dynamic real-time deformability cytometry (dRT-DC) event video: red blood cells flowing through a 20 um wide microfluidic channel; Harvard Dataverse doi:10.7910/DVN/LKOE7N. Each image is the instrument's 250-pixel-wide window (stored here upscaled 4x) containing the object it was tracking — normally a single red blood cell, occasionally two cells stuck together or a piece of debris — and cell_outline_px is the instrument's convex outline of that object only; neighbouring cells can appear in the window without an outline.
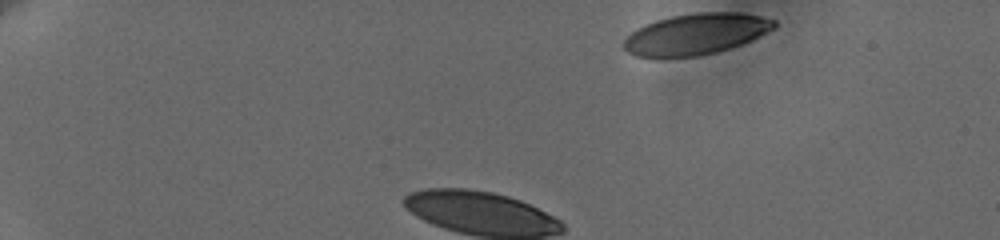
{"species": "human", "species_latin": "Homo sapiens", "temperature_condition": "cold", "stored_images_in_passage": 36, "camera_frame_rate_fps": 3000, "um_per_image_px": 0.085, "donor": {"sex": "female"}, "frame": {"image": 1, "passage_image": 1, "time_ms": 0.0, "image_size_px": [1000, 240], "cell_outline_px": [[776, 28], [752, 40], [716, 52], [696, 56], [636, 56], [628, 52], [624, 48], [624, 40], [636, 28], [644, 24], [656, 20], [672, 16], [696, 12], [740, 12], [760, 16], [776, 20]], "centroid_in_image_um": [59.19, 2.87], "position_along_channel_um": 25.8, "area_um2": 35.72}}
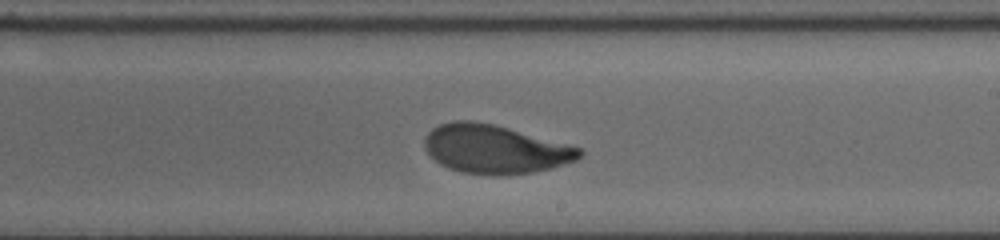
{"frame": {"image": 2, "passage_image": 23, "time_ms": 7.333, "image_size_px": [1000, 240], "cell_outline_px": [[584, 152], [576, 160], [552, 168], [532, 172], [500, 176], [460, 172], [448, 168], [440, 164], [424, 148], [424, 136], [432, 128], [440, 124], [452, 120], [472, 120], [492, 124], [508, 128], [580, 148]], "centroid_in_image_um": [42.02, 12.68], "position_along_channel_um": 247.0, "area_um2": 43.75}}
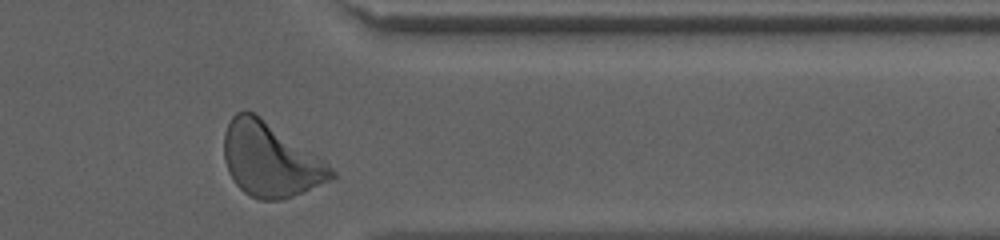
{"frame": {"image": 3, "passage_image": 35, "time_ms": 11.333, "image_size_px": [1000, 240], "cell_outline_px": [[336, 176], [332, 180], [304, 192], [280, 200], [260, 200], [244, 192], [236, 184], [228, 172], [224, 160], [224, 132], [232, 116], [236, 112], [252, 112], [260, 116], [328, 164], [336, 172]], "centroid_in_image_um": [22.96, 13.6], "position_along_channel_um": 388.4, "area_um2": 45.78}, "authors_computed_cell_mechanics": {"area_um2": 44.1014, "velocity_mm_per_s": 3.6036, "shape_relaxation_time_tau1_ms": 2.622, "shape_relaxation_time_tau2_ms": 1.1968, "deformation_change_tau1": 0.1528, "deformation_change_tau2": 0.0593}}